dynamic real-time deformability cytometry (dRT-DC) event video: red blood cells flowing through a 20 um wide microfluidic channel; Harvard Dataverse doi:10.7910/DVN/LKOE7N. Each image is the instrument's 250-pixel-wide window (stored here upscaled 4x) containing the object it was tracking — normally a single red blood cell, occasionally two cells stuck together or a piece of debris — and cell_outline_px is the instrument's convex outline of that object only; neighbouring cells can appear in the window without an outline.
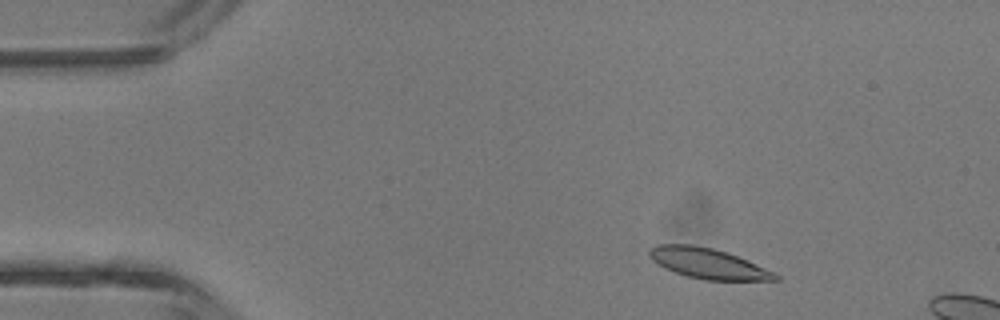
{"species": "common noctule bat (a hibernating species)", "species_latin": "Nyctalus noctula", "temperature_condition": "room temperature", "stored_images_in_passage": 4, "camera_frame_rate_fps": 3000, "um_per_image_px": 0.085, "animal": {"sex": "male", "body_mass_g": 13.3}, "frame": {"image": 1, "passage_image": 2, "time_ms": 1.0, "image_size_px": [1000, 320], "cell_outline_px": [[780, 280], [704, 280], [688, 276], [664, 268], [652, 260], [648, 256], [648, 252], [656, 244], [692, 244], [712, 248], [728, 252], [748, 260], [776, 272], [780, 276]], "centroid_in_image_um": [60.21, 22.39], "position_along_channel_um": 24.8, "area_um2": 22.43}}